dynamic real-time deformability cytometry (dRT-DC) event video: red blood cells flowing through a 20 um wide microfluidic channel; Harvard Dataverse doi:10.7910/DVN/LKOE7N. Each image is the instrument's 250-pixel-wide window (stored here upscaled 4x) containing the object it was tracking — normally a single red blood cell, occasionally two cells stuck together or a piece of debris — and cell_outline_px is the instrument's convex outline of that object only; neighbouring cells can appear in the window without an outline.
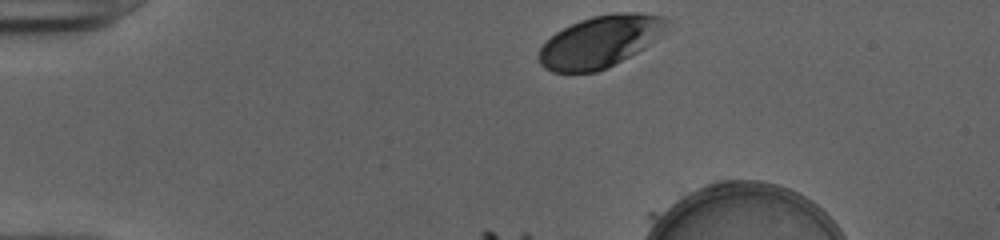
{"species": "human", "species_latin": "Homo sapiens", "temperature_condition": "cold", "stored_images_in_passage": 43, "camera_frame_rate_fps": 3000, "um_per_image_px": 0.085, "donor": {"sex": "female"}, "frame": {"image": 1, "passage_image": 1, "time_ms": 0.0, "image_size_px": [1000, 240], "cell_outline_px": [[668, 28], [644, 48], [608, 68], [596, 72], [552, 72], [544, 68], [540, 64], [536, 56], [540, 48], [556, 32], [580, 20], [592, 16], [612, 12], [640, 12], [664, 16], [668, 20]], "centroid_in_image_um": [51.01, 3.52], "position_along_channel_um": 34.0, "area_um2": 38.73}}
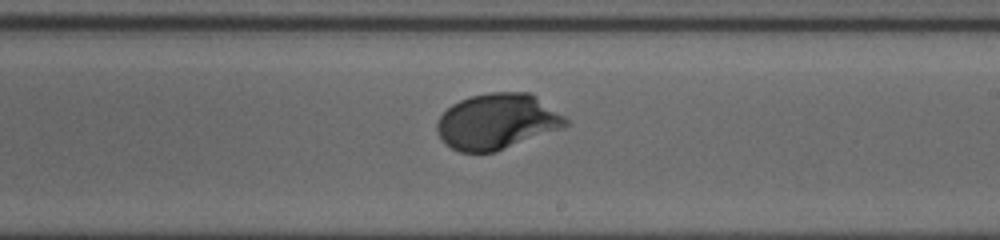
{"frame": {"image": 2, "passage_image": 22, "time_ms": 7.0, "image_size_px": [1000, 240], "cell_outline_px": [[568, 124], [564, 128], [496, 152], [460, 152], [444, 144], [436, 132], [436, 124], [440, 116], [452, 104], [460, 100], [472, 96], [488, 92], [528, 92], [536, 96], [564, 116], [568, 120]], "centroid_in_image_um": [42.24, 10.34], "position_along_channel_um": 246.8, "area_um2": 41.91}}
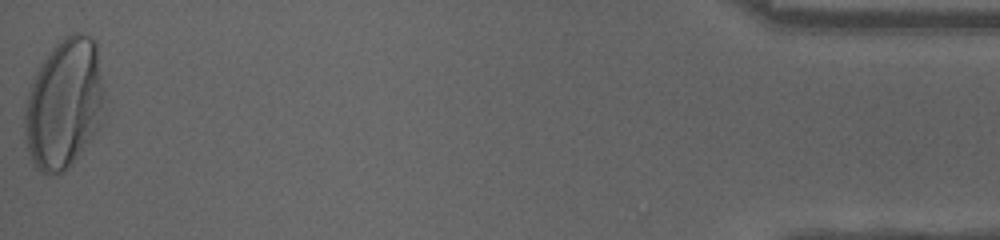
{"frame": {"image": 3, "passage_image": 43, "time_ms": 14.0, "image_size_px": [1000, 240], "cell_outline_px": [[104, 100], [100, 124], [92, 136], [72, 164], [60, 172], [52, 176], [48, 176], [36, 168], [28, 152], [24, 136], [24, 100], [36, 72], [40, 64], [48, 52], [64, 36], [76, 32], [80, 32], [92, 36], [96, 40], [104, 96]], "centroid_in_image_um": [5.42, 8.8], "position_along_channel_um": 429.8, "area_um2": 60.75}, "authors_computed_cell_mechanics": {"area_um2": 40.749, "velocity_mm_per_s": 3.832, "shape_relaxation_time_tau1_ms": 2.9861, "shape_relaxation_time_tau2_ms": null, "deformation_change_tau1": 0.1602, "deformation_change_tau2": null}}